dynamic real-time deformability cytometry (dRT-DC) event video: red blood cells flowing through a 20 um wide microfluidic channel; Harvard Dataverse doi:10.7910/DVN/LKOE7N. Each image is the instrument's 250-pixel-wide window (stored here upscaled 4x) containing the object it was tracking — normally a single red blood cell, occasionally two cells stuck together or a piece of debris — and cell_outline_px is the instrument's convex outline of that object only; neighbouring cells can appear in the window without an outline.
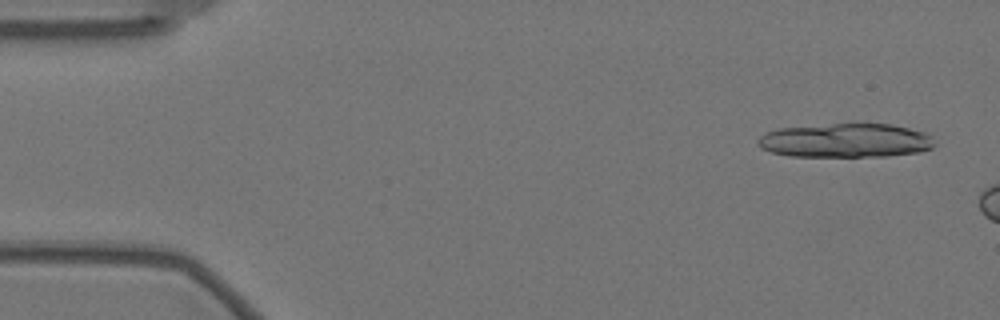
{"species": "Egyptian fruit bat (a non-hibernating species)", "species_latin": "Rousettus aegyptiacus", "temperature_condition": "warm", "stored_images_in_passage": 6, "camera_frame_rate_fps": 3000, "um_per_image_px": 0.085, "animal": {"sex": "female"}, "frame": {"image": 1, "passage_image": 3, "time_ms": 0.667, "image_size_px": [1000, 320], "cell_outline_px": [[936, 144], [932, 148], [920, 152], [888, 156], [788, 156], [772, 152], [760, 148], [756, 144], [756, 140], [760, 136], [768, 132], [780, 128], [832, 124], [892, 124], [924, 132], [932, 136]], "centroid_in_image_um": [71.89, 11.95], "position_along_channel_um": 13.1, "area_um2": 35.08}}